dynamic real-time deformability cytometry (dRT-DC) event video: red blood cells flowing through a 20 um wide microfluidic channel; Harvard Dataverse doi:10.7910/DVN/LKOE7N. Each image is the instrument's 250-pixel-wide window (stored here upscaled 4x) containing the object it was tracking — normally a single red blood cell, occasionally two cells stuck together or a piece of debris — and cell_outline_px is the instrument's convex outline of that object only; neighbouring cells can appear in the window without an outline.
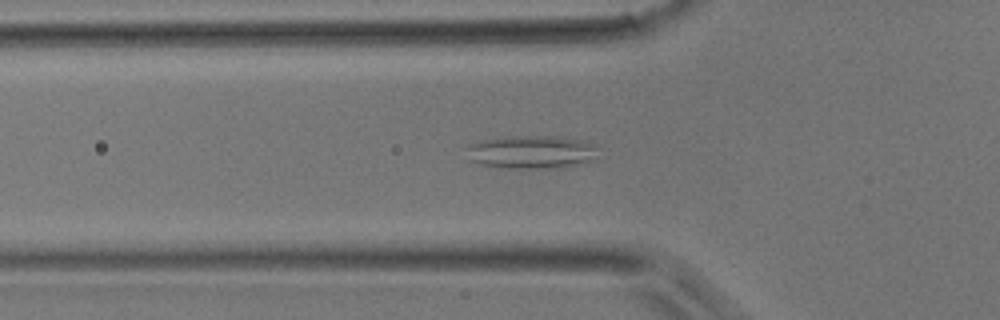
{"species": "common noctule bat (a hibernating species)", "species_latin": "Nyctalus noctula", "temperature_condition": "room temperature", "stored_images_in_passage": 40, "camera_frame_rate_fps": 3000, "um_per_image_px": 0.085, "animal": {"sex": "male", "body_mass_g": 17.9}, "frame": {"image": 1, "passage_image": 8, "time_ms": 2.333, "image_size_px": [1000, 320], "cell_outline_px": [[596, 160], [584, 164], [564, 168], [508, 168], [480, 164], [468, 160], [464, 148], [468, 144], [484, 140], [512, 136], [560, 136], [588, 140], [596, 148]], "centroid_in_image_um": [45.21, 12.93], "position_along_channel_um": 80.6, "area_um2": 26.13}}
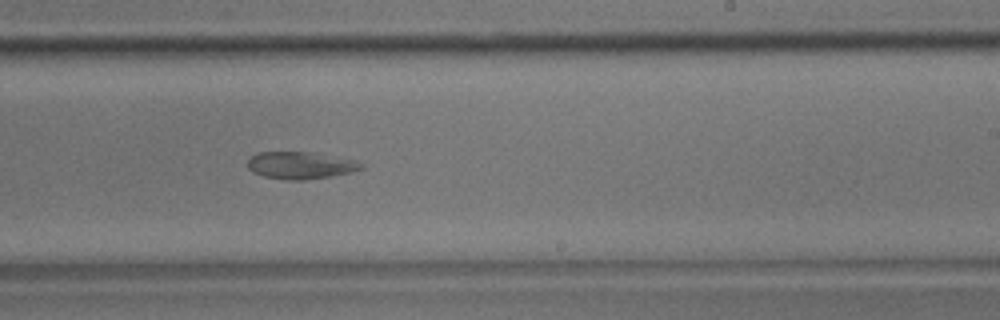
{"frame": {"image": 2, "passage_image": 21, "time_ms": 6.667, "image_size_px": [1000, 320], "cell_outline_px": [[364, 168], [352, 172], [332, 176], [304, 180], [284, 180], [264, 176], [252, 172], [248, 168], [248, 156], [256, 152], [312, 152], [356, 160], [364, 164]], "centroid_in_image_um": [25.53, 14.05], "position_along_channel_um": 263.5, "area_um2": 18.26}}
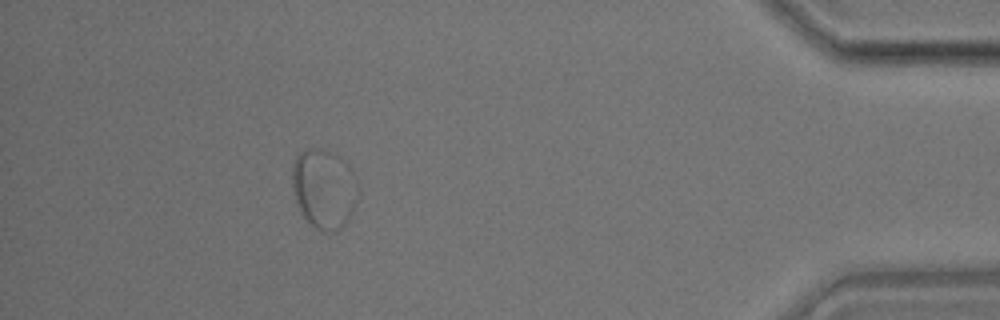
{"frame": {"image": 3, "passage_image": 35, "time_ms": 11.333, "image_size_px": [1000, 320], "cell_outline_px": [[360, 184], [356, 204], [348, 220], [340, 228], [332, 232], [324, 232], [316, 228], [300, 212], [292, 192], [292, 164], [296, 156], [300, 152], [308, 148], [328, 148], [344, 160], [352, 168]], "centroid_in_image_um": [27.56, 16.0], "position_along_channel_um": 407.6, "area_um2": 31.33}}